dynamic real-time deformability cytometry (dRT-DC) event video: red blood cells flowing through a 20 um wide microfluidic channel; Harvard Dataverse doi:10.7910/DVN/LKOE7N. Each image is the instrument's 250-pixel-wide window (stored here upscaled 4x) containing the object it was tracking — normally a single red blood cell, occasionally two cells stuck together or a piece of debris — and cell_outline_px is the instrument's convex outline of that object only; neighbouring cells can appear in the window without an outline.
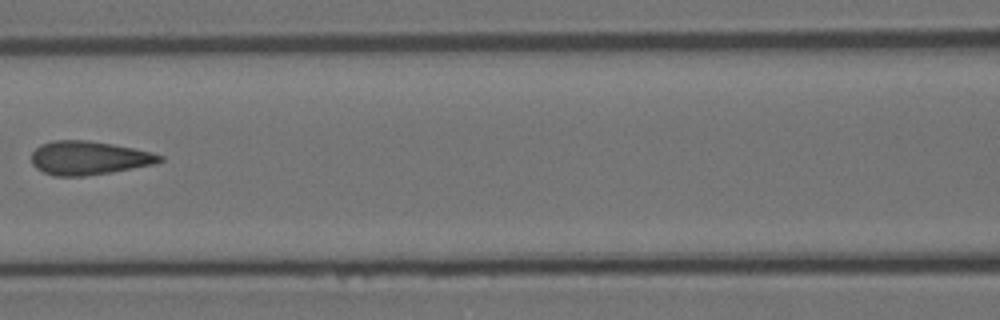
{"species": "Egyptian fruit bat (a non-hibernating species)", "species_latin": "Rousettus aegyptiacus", "temperature_condition": "room temperature", "stored_images_in_passage": 7, "camera_frame_rate_fps": 3000, "um_per_image_px": 0.085, "animal": {"sex": "female"}, "frame": {"image": 1, "passage_image": 7, "time_ms": 2.0, "image_size_px": [1000, 320], "cell_outline_px": [[164, 160], [156, 164], [112, 172], [84, 176], [52, 176], [36, 168], [32, 164], [32, 152], [40, 144], [52, 140], [88, 140], [112, 144], [152, 152], [164, 156]], "centroid_in_image_um": [7.55, 13.43], "position_along_channel_um": 159.0, "area_um2": 25.32}}